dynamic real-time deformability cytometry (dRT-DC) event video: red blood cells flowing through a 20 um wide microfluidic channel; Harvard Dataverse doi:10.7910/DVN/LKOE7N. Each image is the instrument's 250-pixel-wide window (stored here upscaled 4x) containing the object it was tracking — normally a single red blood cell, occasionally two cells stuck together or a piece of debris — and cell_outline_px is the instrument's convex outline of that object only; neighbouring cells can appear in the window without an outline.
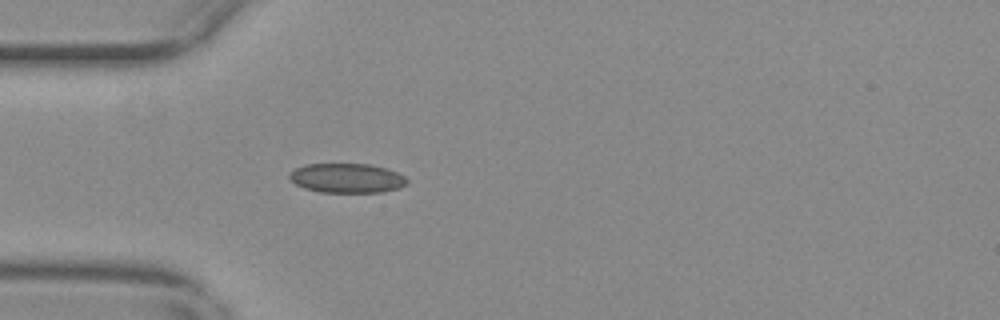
{"species": "common noctule bat (a hibernating species)", "species_latin": "Nyctalus noctula", "temperature_condition": "warm", "stored_images_in_passage": 13, "camera_frame_rate_fps": 3000, "um_per_image_px": 0.085, "animal": {"sex": "female", "body_mass_g": 29.2, "forearm_length_mm": 56.3}, "frame": {"image": 1, "passage_image": 1, "time_ms": 0.0, "image_size_px": [1000, 320], "cell_outline_px": [[408, 184], [400, 188], [380, 192], [320, 192], [304, 188], [296, 184], [288, 176], [288, 172], [304, 164], [368, 164], [384, 168], [396, 172], [404, 176], [408, 180]], "centroid_in_image_um": [29.47, 15.14], "position_along_channel_um": 55.5, "area_um2": 20.17}}
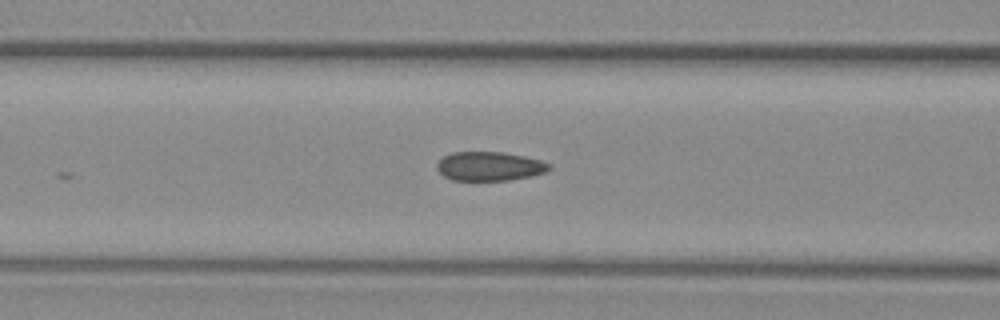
{"frame": {"image": 2, "passage_image": 7, "time_ms": 2.0, "image_size_px": [1000, 320], "cell_outline_px": [[548, 168], [544, 172], [532, 176], [508, 180], [452, 180], [444, 176], [436, 168], [436, 164], [444, 156], [452, 152], [500, 152], [524, 156], [540, 160], [548, 164]], "centroid_in_image_um": [41.55, 14.13], "position_along_channel_um": 125.0, "area_um2": 18.73}}
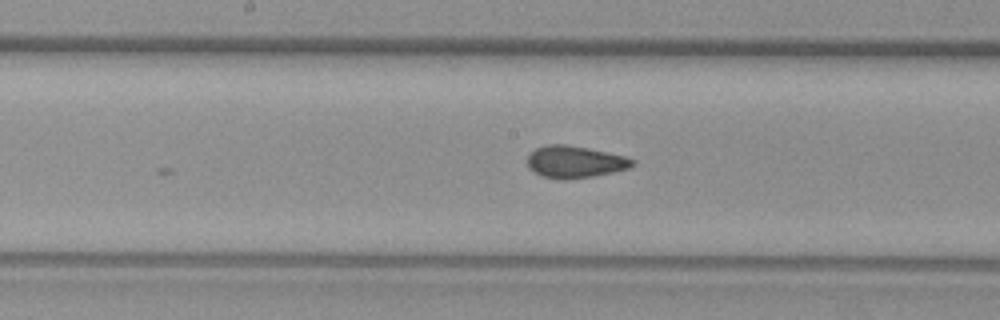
{"frame": {"image": 3, "passage_image": 13, "time_ms": 4.0, "image_size_px": [1000, 320], "cell_outline_px": [[636, 164], [628, 168], [612, 172], [592, 176], [564, 180], [540, 176], [532, 172], [528, 168], [528, 156], [536, 148], [548, 144], [564, 144], [588, 148], [624, 156], [636, 160]], "centroid_in_image_um": [48.84, 13.76], "position_along_channel_um": 199.4, "area_um2": 19.59}}